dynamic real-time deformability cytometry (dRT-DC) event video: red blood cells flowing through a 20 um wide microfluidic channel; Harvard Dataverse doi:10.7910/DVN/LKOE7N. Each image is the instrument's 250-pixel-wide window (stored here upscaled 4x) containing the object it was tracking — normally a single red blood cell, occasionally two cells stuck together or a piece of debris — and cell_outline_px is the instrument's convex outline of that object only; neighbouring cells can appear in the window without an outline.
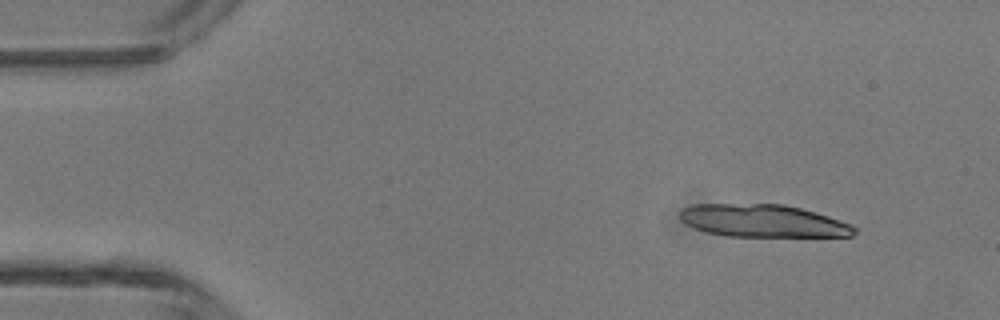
{"species": "common noctule bat (a hibernating species)", "species_latin": "Nyctalus noctula", "temperature_condition": "room temperature", "stored_images_in_passage": 11, "camera_frame_rate_fps": 3000, "um_per_image_px": 0.085, "animal": {"sex": "male", "body_mass_g": 13.3}, "frame": {"image": 1, "passage_image": 4, "time_ms": 1.0, "image_size_px": [1000, 320], "cell_outline_px": [[860, 228], [852, 236], [724, 236], [704, 232], [680, 220], [680, 208], [692, 204], [784, 204], [800, 208], [828, 216], [852, 224]], "centroid_in_image_um": [64.85, 18.77], "position_along_channel_um": 20.2, "area_um2": 33.29}}